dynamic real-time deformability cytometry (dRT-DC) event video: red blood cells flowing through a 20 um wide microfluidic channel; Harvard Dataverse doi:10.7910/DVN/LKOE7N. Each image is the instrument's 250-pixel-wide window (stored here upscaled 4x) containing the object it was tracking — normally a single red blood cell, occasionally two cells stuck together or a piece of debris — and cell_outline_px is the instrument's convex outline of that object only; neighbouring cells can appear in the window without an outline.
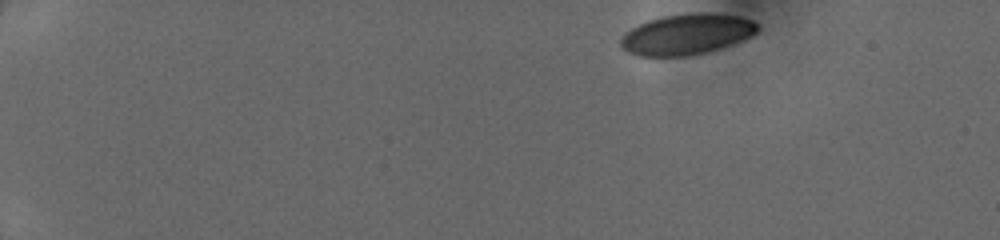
{"species": "human", "species_latin": "Homo sapiens", "temperature_condition": "cold", "stored_images_in_passage": 43, "camera_frame_rate_fps": 3000, "um_per_image_px": 0.085, "donor": {"sex": "female"}, "frame": {"image": 1, "passage_image": 1, "time_ms": 0.0, "image_size_px": [1000, 240], "cell_outline_px": [[760, 28], [752, 36], [744, 40], [720, 48], [688, 56], [640, 56], [628, 52], [620, 44], [620, 40], [624, 32], [648, 20], [660, 16], [692, 12], [712, 12], [736, 16], [752, 20]], "centroid_in_image_um": [58.37, 2.9], "position_along_channel_um": 26.6, "area_um2": 32.6}}
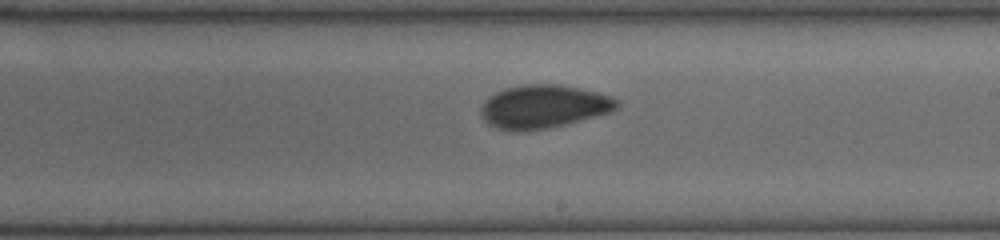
{"frame": {"image": 2, "passage_image": 25, "time_ms": 8.0, "image_size_px": [1000, 240], "cell_outline_px": [[620, 104], [612, 112], [548, 128], [528, 132], [512, 132], [496, 128], [488, 124], [480, 116], [480, 108], [496, 92], [508, 88], [524, 84], [560, 84], [580, 88], [612, 96]], "centroid_in_image_um": [46.19, 9.08], "position_along_channel_um": 242.8, "area_um2": 34.39}}
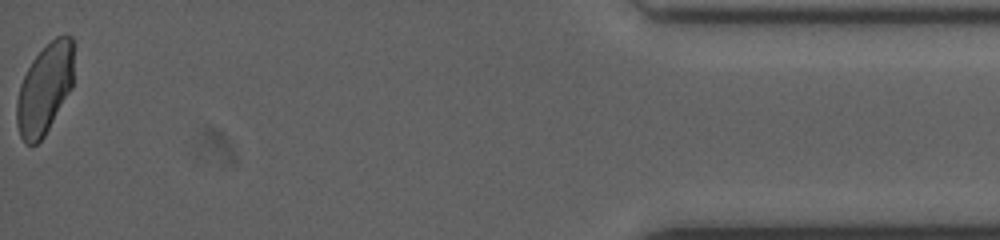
{"frame": {"image": 3, "passage_image": 43, "time_ms": 14.0, "image_size_px": [1000, 240], "cell_outline_px": [[72, 88], [44, 136], [36, 144], [24, 144], [20, 136], [16, 124], [16, 100], [20, 84], [32, 60], [56, 36], [72, 36]], "centroid_in_image_um": [3.77, 7.61], "position_along_channel_um": 431.4, "area_um2": 29.65}}